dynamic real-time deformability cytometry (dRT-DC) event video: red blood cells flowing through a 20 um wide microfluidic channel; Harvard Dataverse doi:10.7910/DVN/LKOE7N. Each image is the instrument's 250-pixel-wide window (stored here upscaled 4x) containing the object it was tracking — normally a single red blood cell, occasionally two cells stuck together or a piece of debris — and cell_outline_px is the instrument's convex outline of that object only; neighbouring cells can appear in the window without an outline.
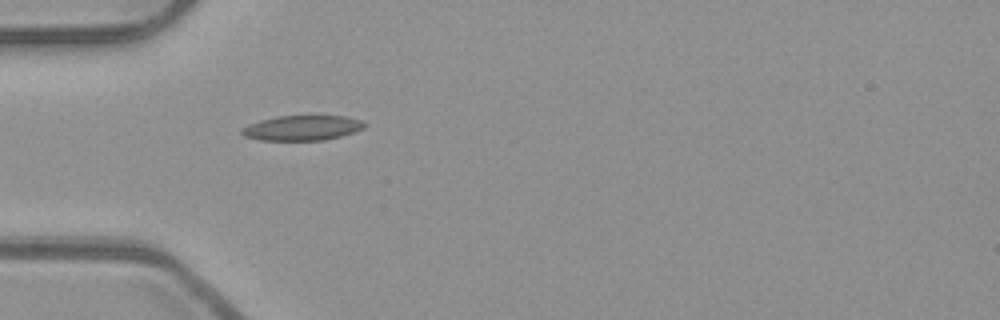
{"species": "common noctule bat (a hibernating species)", "species_latin": "Nyctalus noctula", "temperature_condition": "room temperature", "stored_images_in_passage": 33, "camera_frame_rate_fps": 3000, "um_per_image_px": 0.085, "animal": {"sex": "male", "body_mass_g": 23.1, "forearm_length_mm": 52.7}, "frame": {"image": 1, "passage_image": 1, "time_ms": 0.0, "image_size_px": [1000, 320], "cell_outline_px": [[364, 128], [356, 132], [324, 140], [260, 140], [244, 136], [240, 132], [240, 128], [248, 124], [260, 120], [276, 116], [344, 116], [360, 120], [364, 124]], "centroid_in_image_um": [25.64, 10.87], "position_along_channel_um": 59.4, "area_um2": 17.86}}
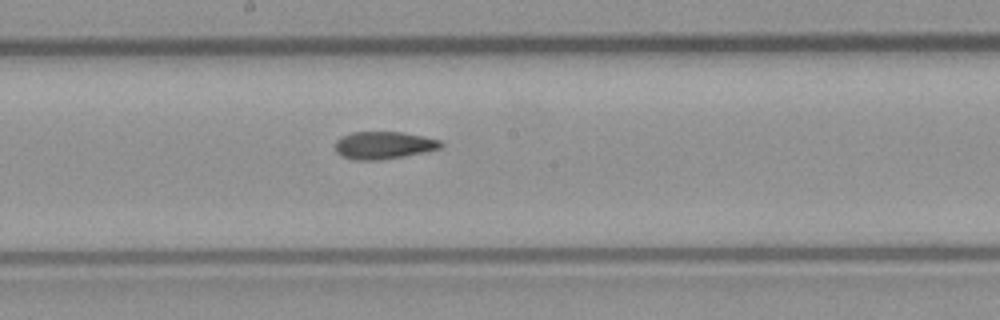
{"frame": {"image": 2, "passage_image": 13, "time_ms": 4.0, "image_size_px": [1000, 320], "cell_outline_px": [[444, 144], [440, 148], [424, 152], [404, 156], [376, 160], [356, 160], [340, 156], [336, 152], [336, 140], [352, 132], [400, 132], [440, 140]], "centroid_in_image_um": [32.59, 12.35], "position_along_channel_um": 215.6, "area_um2": 16.7}}
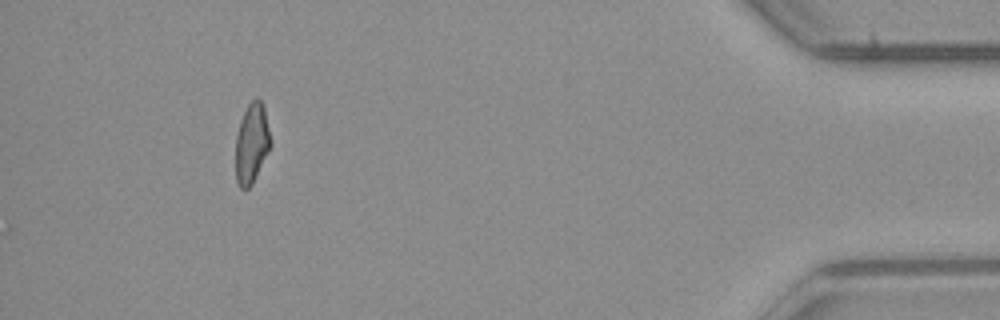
{"frame": {"image": 3, "passage_image": 33, "time_ms": 10.667, "image_size_px": [1000, 320], "cell_outline_px": [[272, 144], [252, 184], [248, 188], [240, 188], [236, 180], [236, 136], [240, 120], [248, 104], [252, 100], [260, 100], [264, 108], [272, 140]], "centroid_in_image_um": [21.4, 12.19], "position_along_channel_um": 413.8, "area_um2": 16.18}, "authors_computed_cell_mechanics": {"area_um2": 16.7042, "velocity_mm_per_s": 3.9605, "shape_relaxation_time_tau1_ms": null, "shape_relaxation_time_tau2_ms": 6.1737, "deformation_change_tau1": null, "deformation_change_tau2": 0.1291}}